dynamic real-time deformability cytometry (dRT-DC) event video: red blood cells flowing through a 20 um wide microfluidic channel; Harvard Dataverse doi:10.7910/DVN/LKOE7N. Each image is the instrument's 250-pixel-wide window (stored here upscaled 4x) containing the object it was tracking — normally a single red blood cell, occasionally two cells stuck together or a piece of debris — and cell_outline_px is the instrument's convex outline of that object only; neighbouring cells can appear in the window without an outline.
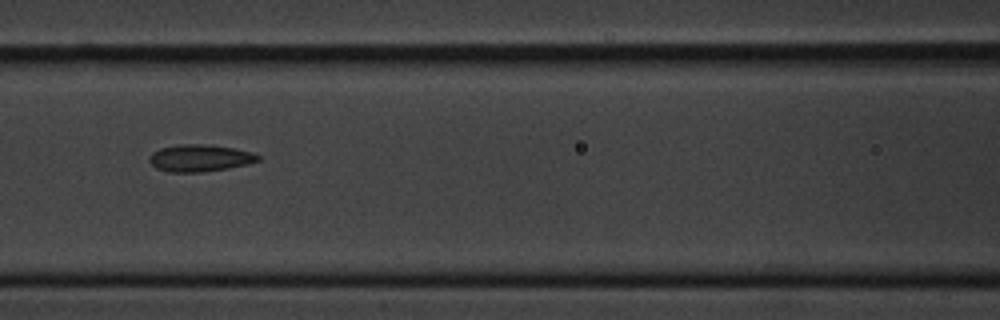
{"species": "common noctule bat (a hibernating species)", "species_latin": "Nyctalus noctula", "temperature_condition": "cold", "stored_images_in_passage": 9, "camera_frame_rate_fps": 3000, "um_per_image_px": 0.085, "animal": {"sex": "male", "body_mass_g": 20.1, "forearm_length_mm": 53.5}, "frame": {"image": 1, "passage_image": 7, "time_ms": 8.0, "image_size_px": [1000, 320], "cell_outline_px": [[260, 160], [248, 164], [228, 168], [200, 172], [168, 172], [156, 168], [148, 160], [148, 156], [152, 152], [160, 148], [180, 144], [204, 144], [232, 148], [256, 152], [260, 156]], "centroid_in_image_um": [16.99, 13.43], "position_along_channel_um": 149.6, "area_um2": 17.22}}
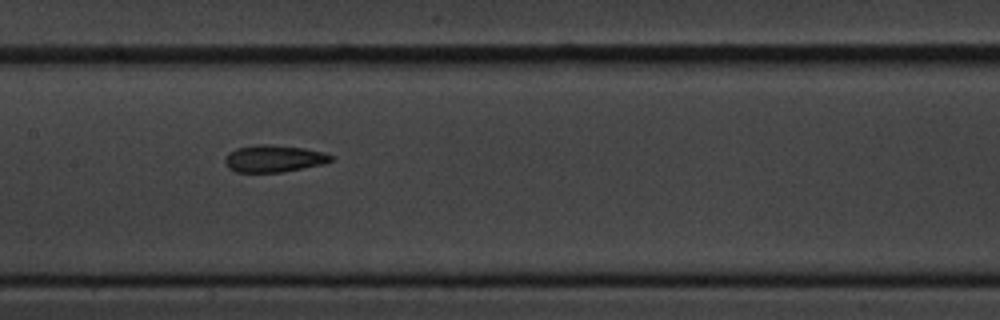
{"frame": {"image": 2, "passage_image": 8, "time_ms": 9.0, "image_size_px": [1000, 320], "cell_outline_px": [[332, 160], [324, 164], [284, 172], [236, 172], [228, 168], [224, 160], [228, 152], [236, 148], [256, 144], [268, 144], [304, 148], [324, 152], [332, 156]], "centroid_in_image_um": [23.26, 13.48], "position_along_channel_um": 184.1, "area_um2": 16.82}}
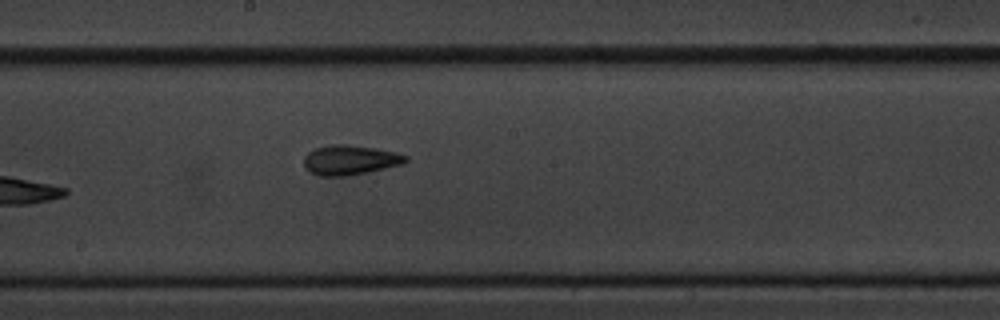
{"frame": {"image": 3, "passage_image": 9, "time_ms": 10.0, "image_size_px": [1000, 320], "cell_outline_px": [[408, 160], [404, 164], [368, 172], [348, 176], [320, 176], [308, 172], [304, 168], [304, 156], [308, 152], [316, 148], [328, 144], [348, 144], [376, 148], [396, 152], [408, 156]], "centroid_in_image_um": [29.74, 13.6], "position_along_channel_um": 218.5, "area_um2": 17.98}}